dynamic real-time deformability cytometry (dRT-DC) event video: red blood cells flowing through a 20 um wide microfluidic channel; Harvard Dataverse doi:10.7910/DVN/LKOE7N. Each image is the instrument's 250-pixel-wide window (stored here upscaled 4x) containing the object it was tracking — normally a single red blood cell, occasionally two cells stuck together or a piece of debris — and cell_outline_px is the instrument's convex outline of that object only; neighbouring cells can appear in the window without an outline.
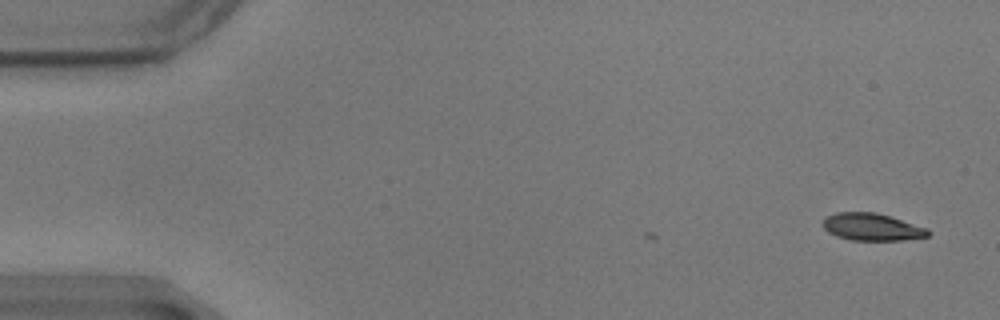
{"species": "common noctule bat (a hibernating species)", "species_latin": "Nyctalus noctula", "temperature_condition": "warm", "stored_images_in_passage": 6, "camera_frame_rate_fps": 3000, "um_per_image_px": 0.085, "animal": {"sex": "male", "body_mass_g": 17.9}, "frame": {"image": 1, "passage_image": 6, "time_ms": 1.667, "image_size_px": [1000, 320], "cell_outline_px": [[928, 236], [900, 240], [852, 240], [836, 236], [828, 232], [824, 228], [824, 220], [828, 216], [836, 212], [876, 212], [928, 228]], "centroid_in_image_um": [74.1, 19.29], "position_along_channel_um": 10.9, "area_um2": 16.47}}